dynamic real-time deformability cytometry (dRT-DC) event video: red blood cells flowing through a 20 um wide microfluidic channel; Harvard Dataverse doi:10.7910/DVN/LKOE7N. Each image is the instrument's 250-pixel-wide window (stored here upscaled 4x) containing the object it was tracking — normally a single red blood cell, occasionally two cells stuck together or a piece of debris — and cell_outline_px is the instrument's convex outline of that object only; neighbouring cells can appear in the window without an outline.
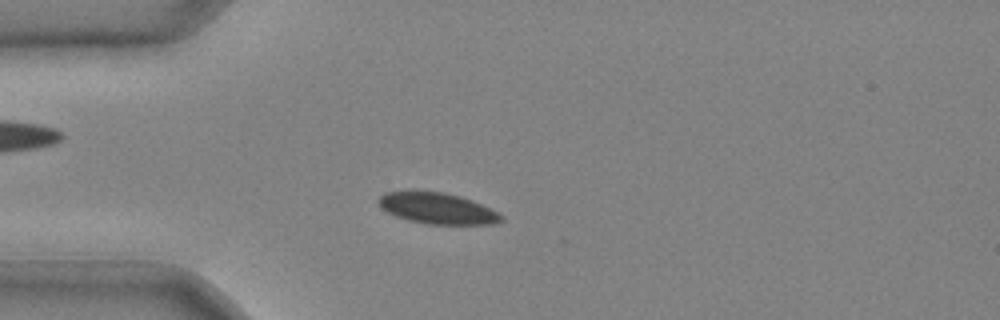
{"species": "common noctule bat (a hibernating species)", "species_latin": "Nyctalus noctula", "temperature_condition": "cold", "stored_images_in_passage": 38, "camera_frame_rate_fps": 3000, "um_per_image_px": 0.085, "animal": {"sex": "male", "body_mass_g": 20.4}, "frame": {"image": 1, "passage_image": 7, "time_ms": 2.0, "image_size_px": [1000, 320], "cell_outline_px": [[504, 220], [496, 224], [428, 224], [408, 220], [396, 216], [380, 208], [376, 200], [384, 192], [412, 188], [444, 192], [460, 196], [472, 200], [504, 216]], "centroid_in_image_um": [37.09, 17.66], "position_along_channel_um": 47.9, "area_um2": 22.89}}
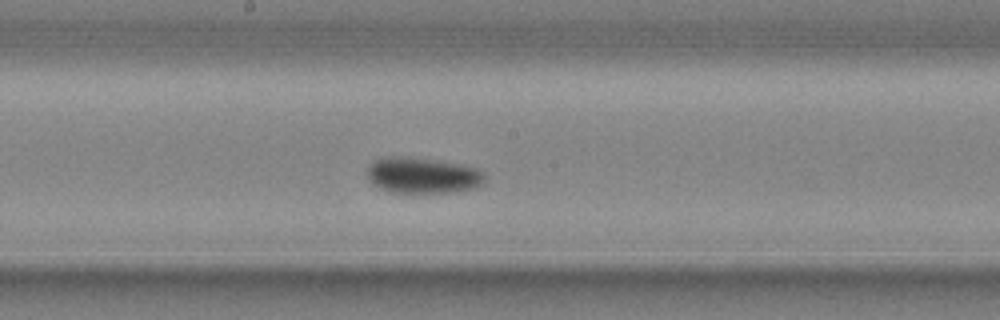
{"frame": {"image": 2, "passage_image": 19, "time_ms": 6.0, "image_size_px": [1000, 320], "cell_outline_px": [[484, 184], [472, 188], [452, 192], [388, 192], [372, 184], [368, 180], [368, 164], [372, 160], [384, 156], [408, 156], [476, 168], [484, 176]], "centroid_in_image_um": [35.82, 14.9], "position_along_channel_um": 212.4, "area_um2": 24.39}}
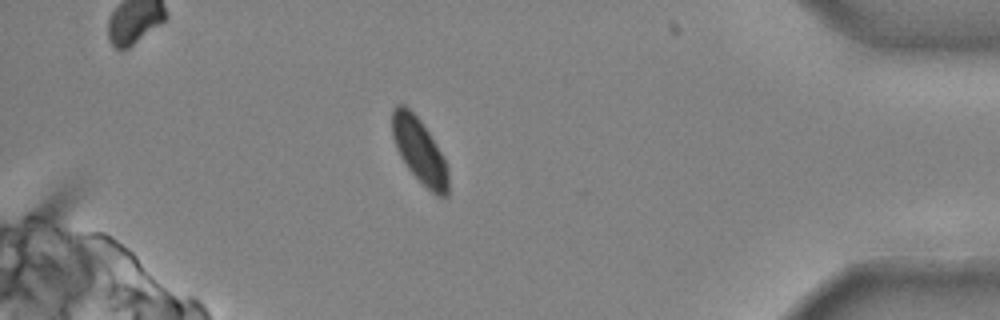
{"frame": {"image": 3, "passage_image": 34, "time_ms": 11.0, "image_size_px": [1000, 320], "cell_outline_px": [[448, 196], [436, 196], [408, 168], [400, 156], [396, 148], [392, 136], [392, 108], [396, 104], [404, 104], [420, 120], [444, 156], [448, 168]], "centroid_in_image_um": [35.65, 12.79], "position_along_channel_um": 399.5, "area_um2": 21.04}}